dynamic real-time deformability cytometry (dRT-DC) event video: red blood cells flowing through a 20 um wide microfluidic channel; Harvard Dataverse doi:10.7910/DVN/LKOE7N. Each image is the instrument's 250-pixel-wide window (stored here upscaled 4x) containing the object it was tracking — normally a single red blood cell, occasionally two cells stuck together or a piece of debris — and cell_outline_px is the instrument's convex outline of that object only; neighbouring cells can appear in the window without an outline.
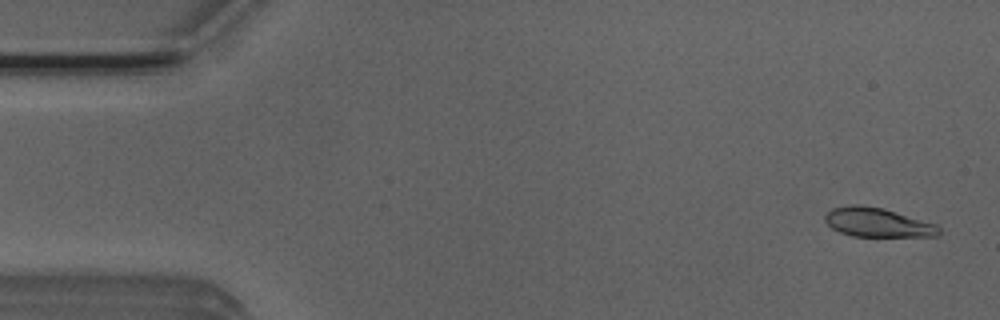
{"species": "Egyptian fruit bat (a non-hibernating species)", "species_latin": "Rousettus aegyptiacus", "temperature_condition": "room temperature", "stored_images_in_passage": 4, "camera_frame_rate_fps": 3000, "um_per_image_px": 0.085, "animal": {"sex": "male"}, "frame": {"image": 1, "passage_image": 1, "time_ms": 0.0, "image_size_px": [1000, 320], "cell_outline_px": [[940, 232], [936, 236], [852, 236], [840, 232], [832, 228], [824, 220], [824, 216], [832, 208], [848, 204], [860, 204], [884, 208], [936, 224], [940, 228]], "centroid_in_image_um": [74.56, 18.89], "position_along_channel_um": 10.4, "area_um2": 19.36}}